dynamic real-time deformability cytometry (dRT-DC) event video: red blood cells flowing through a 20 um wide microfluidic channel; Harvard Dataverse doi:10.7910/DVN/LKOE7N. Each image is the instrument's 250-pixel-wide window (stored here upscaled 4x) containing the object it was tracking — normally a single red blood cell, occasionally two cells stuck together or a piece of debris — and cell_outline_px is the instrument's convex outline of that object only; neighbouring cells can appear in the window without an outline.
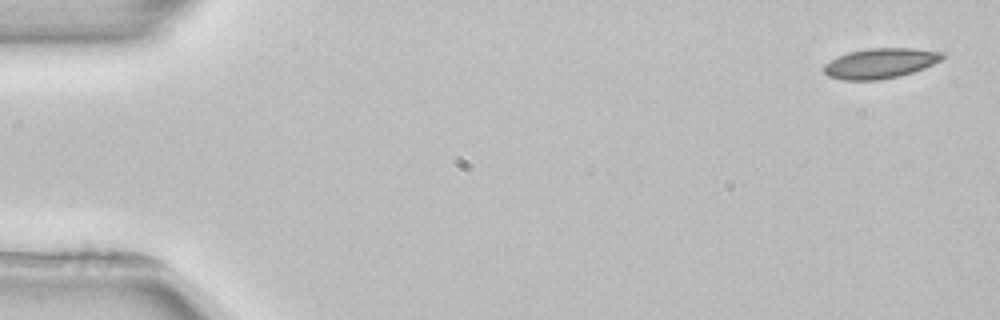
{"species": "common noctule bat (a hibernating species)", "species_latin": "Nyctalus noctula", "temperature_condition": "room temperature", "stored_images_in_passage": 5, "camera_frame_rate_fps": 3000, "um_per_image_px": 0.085, "animal": {"sex": "female", "body_mass_g": 22.7, "forearm_length_mm": 54.2}, "frame": {"image": 1, "passage_image": 1, "time_ms": 0.0, "image_size_px": [1000, 320], "cell_outline_px": [[944, 56], [940, 60], [924, 68], [900, 76], [880, 80], [844, 80], [828, 76], [824, 72], [824, 64], [836, 56], [848, 52], [868, 48], [912, 48], [944, 52]], "centroid_in_image_um": [74.79, 5.38], "position_along_channel_um": 10.2, "area_um2": 20.87}}
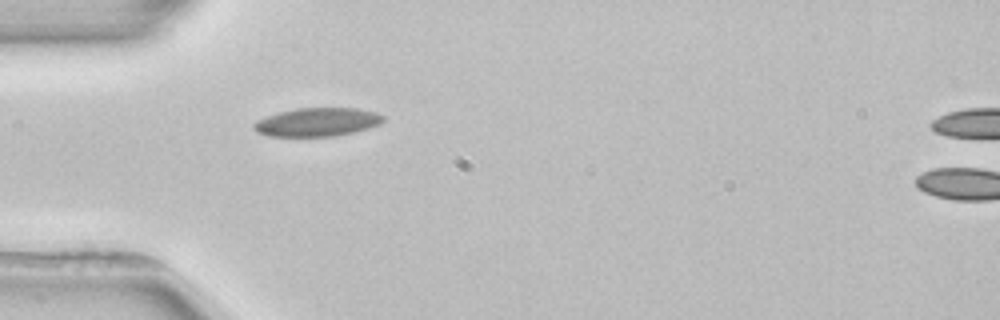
{"frame": {"image": 2, "passage_image": 4, "time_ms": 4.667, "image_size_px": [1000, 320], "cell_outline_px": [[384, 120], [380, 124], [356, 132], [332, 136], [268, 136], [256, 132], [252, 128], [252, 124], [256, 120], [280, 112], [296, 108], [360, 108], [376, 112], [384, 116]], "centroid_in_image_um": [26.97, 10.37], "position_along_channel_um": 58.0, "area_um2": 21.62}}